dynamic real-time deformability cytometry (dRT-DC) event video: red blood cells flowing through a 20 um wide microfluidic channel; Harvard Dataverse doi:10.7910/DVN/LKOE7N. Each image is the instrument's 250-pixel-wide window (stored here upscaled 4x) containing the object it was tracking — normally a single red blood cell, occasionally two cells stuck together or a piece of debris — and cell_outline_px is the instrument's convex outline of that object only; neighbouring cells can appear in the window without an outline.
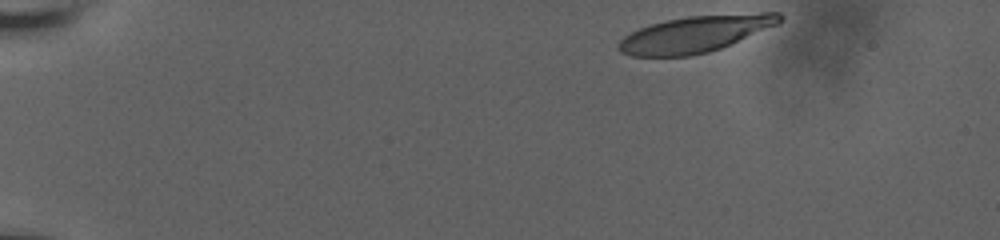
{"species": "human", "species_latin": "Homo sapiens", "temperature_condition": "room temperature", "stored_images_in_passage": 44, "camera_frame_rate_fps": 3000, "um_per_image_px": 0.085, "donor": {"sex": "male"}, "frame": {"image": 1, "passage_image": 1, "time_ms": 0.0, "image_size_px": [1000, 240], "cell_outline_px": [[784, 20], [780, 24], [720, 48], [708, 52], [688, 56], [632, 56], [620, 52], [616, 48], [616, 44], [624, 36], [640, 28], [652, 24], [668, 20], [688, 16], [760, 12], [780, 12], [784, 16]], "centroid_in_image_um": [59.15, 2.88], "position_along_channel_um": 25.9, "area_um2": 34.33}}
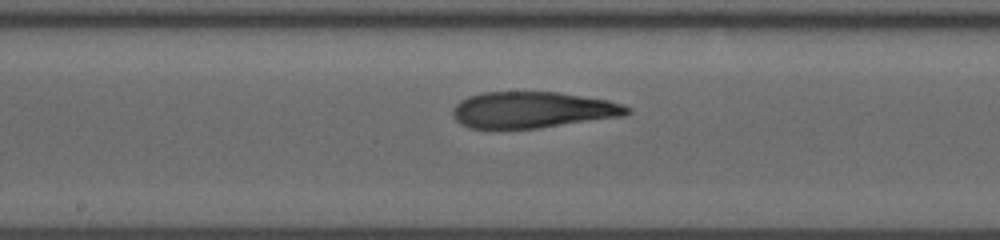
{"frame": {"image": 2, "passage_image": 25, "time_ms": 8.0, "image_size_px": [1000, 240], "cell_outline_px": [[632, 112], [624, 116], [536, 128], [468, 128], [460, 124], [452, 116], [452, 108], [460, 100], [468, 96], [484, 92], [556, 92], [608, 100], [632, 108]], "centroid_in_image_um": [45.25, 9.34], "position_along_channel_um": 203.0, "area_um2": 36.76}}
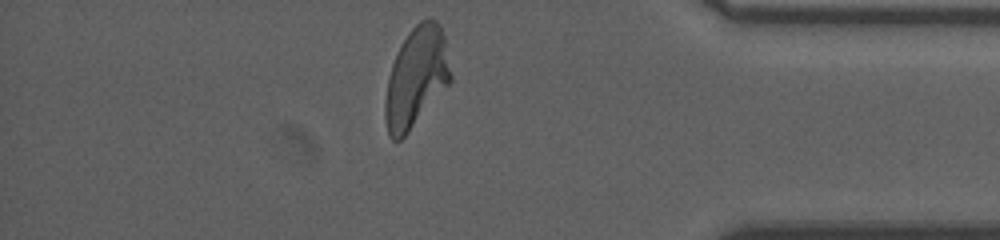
{"frame": {"image": 3, "passage_image": 43, "time_ms": 14.0, "image_size_px": [1000, 240], "cell_outline_px": [[452, 80], [408, 132], [400, 140], [392, 140], [388, 136], [384, 120], [384, 104], [388, 80], [392, 64], [400, 44], [408, 32], [420, 20], [436, 20], [440, 24], [444, 36], [452, 76]], "centroid_in_image_um": [35.36, 6.59], "position_along_channel_um": 399.8, "area_um2": 37.97}, "authors_computed_cell_mechanics": {"area_um2": 36.8186, "velocity_mm_per_s": 3.6695, "shape_relaxation_time_tau1_ms": 11.0887, "shape_relaxation_time_tau2_ms": 1.9691, "deformation_change_tau1": 0.3445, "deformation_change_tau2": 0.0939}}